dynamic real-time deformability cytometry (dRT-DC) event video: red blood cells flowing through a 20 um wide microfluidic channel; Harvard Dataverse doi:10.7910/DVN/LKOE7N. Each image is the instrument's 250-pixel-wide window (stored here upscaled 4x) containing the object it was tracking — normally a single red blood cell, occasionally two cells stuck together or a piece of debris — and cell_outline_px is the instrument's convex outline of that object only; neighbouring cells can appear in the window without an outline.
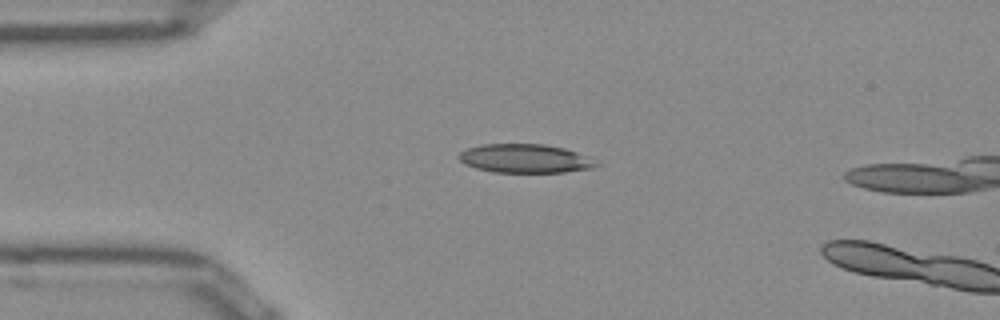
{"species": "Egyptian fruit bat (a non-hibernating species)", "species_latin": "Rousettus aegyptiacus", "temperature_condition": "room temperature", "stored_images_in_passage": 9, "camera_frame_rate_fps": 3000, "um_per_image_px": 0.085, "frame": {"image": 1, "passage_image": 6, "time_ms": 1.667, "image_size_px": [1000, 320], "cell_outline_px": [[600, 164], [592, 168], [564, 172], [492, 172], [476, 168], [464, 164], [456, 156], [460, 152], [468, 148], [480, 144], [544, 144], [564, 148], [588, 156]], "centroid_in_image_um": [44.6, 13.47], "position_along_channel_um": 40.4, "area_um2": 23.06}}